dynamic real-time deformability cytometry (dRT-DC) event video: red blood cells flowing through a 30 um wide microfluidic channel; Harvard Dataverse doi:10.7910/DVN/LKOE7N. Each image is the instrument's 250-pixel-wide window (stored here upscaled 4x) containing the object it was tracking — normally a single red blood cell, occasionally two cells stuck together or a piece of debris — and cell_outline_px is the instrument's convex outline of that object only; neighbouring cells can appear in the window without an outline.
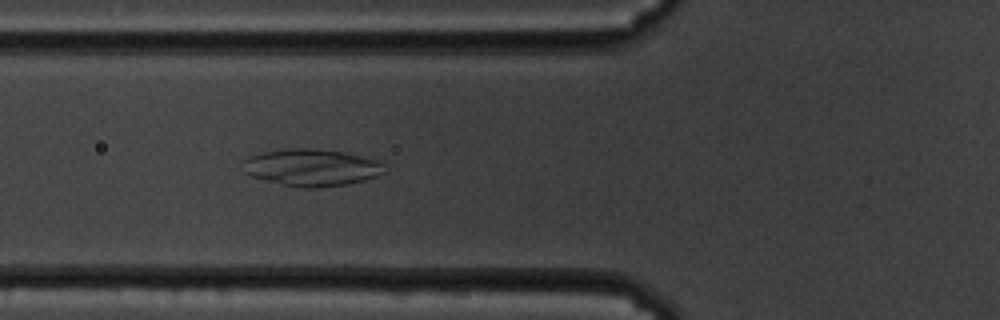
{"species": "common noctule bat (a hibernating species)", "species_latin": "Nyctalus noctula", "temperature_condition": "cold", "stored_images_in_passage": 43, "camera_frame_rate_fps": 3000, "um_per_image_px": 0.085, "animal": {"sex": "male", "body_mass_g": 19.5, "forearm_length_mm": 54.6}, "frame": {"image": 1, "passage_image": 6, "time_ms": 1.667, "image_size_px": [1000, 320], "cell_outline_px": [[384, 172], [376, 176], [364, 180], [348, 184], [320, 188], [304, 188], [284, 184], [252, 176], [244, 172], [244, 160], [248, 156], [264, 152], [292, 148], [312, 148], [344, 152], [380, 160], [384, 164]], "centroid_in_image_um": [26.53, 14.23], "position_along_channel_um": 99.3, "area_um2": 30.4}}
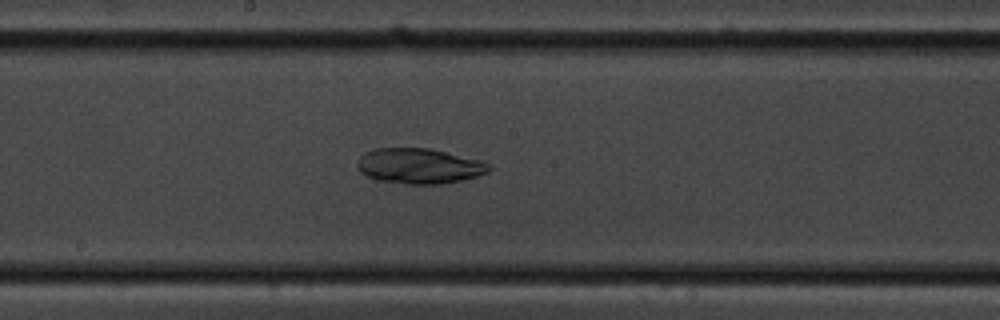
{"frame": {"image": 2, "passage_image": 16, "time_ms": 5.0, "image_size_px": [1000, 320], "cell_outline_px": [[492, 168], [488, 172], [476, 176], [460, 180], [440, 184], [408, 184], [380, 180], [368, 176], [360, 172], [356, 168], [356, 164], [360, 156], [364, 152], [372, 148], [432, 148], [480, 160], [488, 164]], "centroid_in_image_um": [35.6, 14.09], "position_along_channel_um": 212.6, "area_um2": 27.17}}
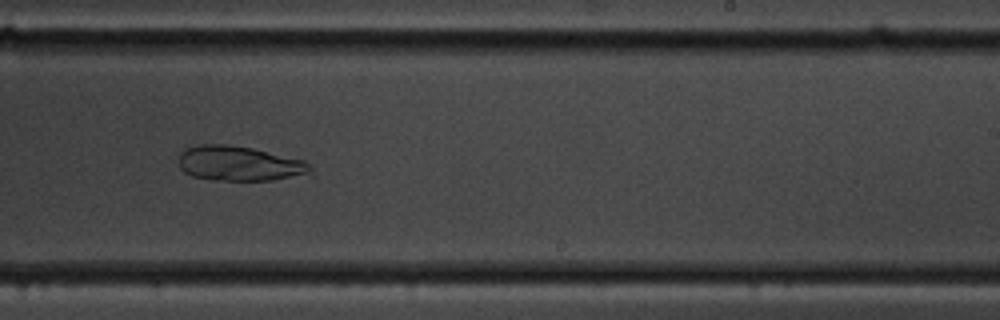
{"frame": {"image": 3, "passage_image": 21, "time_ms": 6.667, "image_size_px": [1000, 320], "cell_outline_px": [[312, 176], [272, 180], [212, 180], [192, 176], [184, 172], [180, 168], [176, 160], [180, 152], [184, 148], [196, 144], [228, 144], [252, 148], [304, 160], [312, 164]], "centroid_in_image_um": [20.37, 13.9], "position_along_channel_um": 268.6, "area_um2": 27.57}}